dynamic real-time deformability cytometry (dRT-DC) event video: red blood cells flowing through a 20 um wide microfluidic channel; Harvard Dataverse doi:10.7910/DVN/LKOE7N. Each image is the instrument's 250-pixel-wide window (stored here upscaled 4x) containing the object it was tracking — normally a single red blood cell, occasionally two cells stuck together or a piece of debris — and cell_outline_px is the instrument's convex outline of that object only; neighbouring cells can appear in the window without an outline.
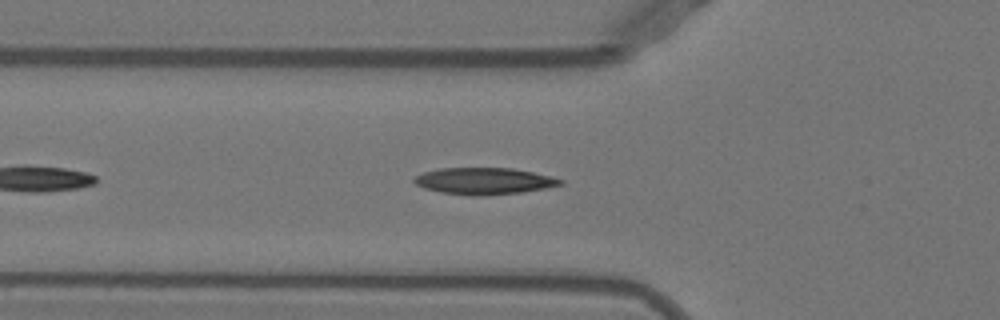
{"species": "Egyptian fruit bat (a non-hibernating species)", "species_latin": "Rousettus aegyptiacus", "temperature_condition": "warm", "stored_images_in_passage": 19, "camera_frame_rate_fps": 3000, "um_per_image_px": 0.085, "animal": {"sex": "female"}, "frame": {"image": 1, "passage_image": 6, "time_ms": 1.667, "image_size_px": [1000, 320], "cell_outline_px": [[564, 184], [544, 188], [520, 192], [480, 196], [440, 192], [424, 188], [416, 184], [412, 180], [416, 176], [424, 172], [440, 168], [512, 168], [532, 172], [564, 180]], "centroid_in_image_um": [41.13, 15.38], "position_along_channel_um": 84.7, "area_um2": 22.43}}
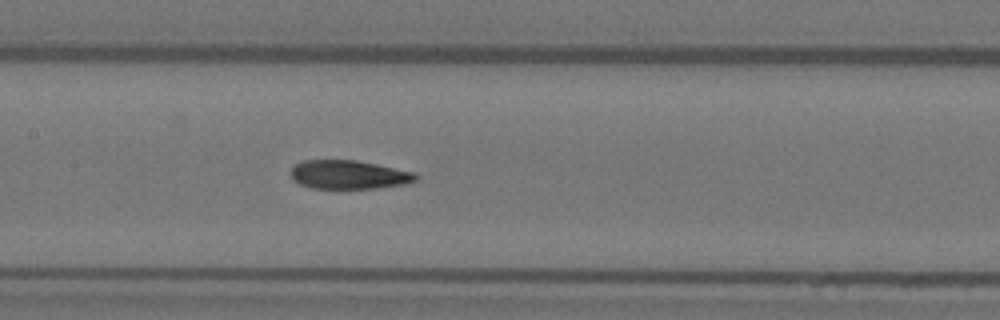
{"frame": {"image": 2, "passage_image": 13, "time_ms": 4.0, "image_size_px": [1000, 320], "cell_outline_px": [[420, 176], [416, 180], [408, 184], [376, 188], [312, 188], [300, 184], [292, 180], [288, 172], [292, 164], [304, 160], [356, 160], [416, 172]], "centroid_in_image_um": [29.62, 14.84], "position_along_channel_um": 177.8, "area_um2": 21.33}}
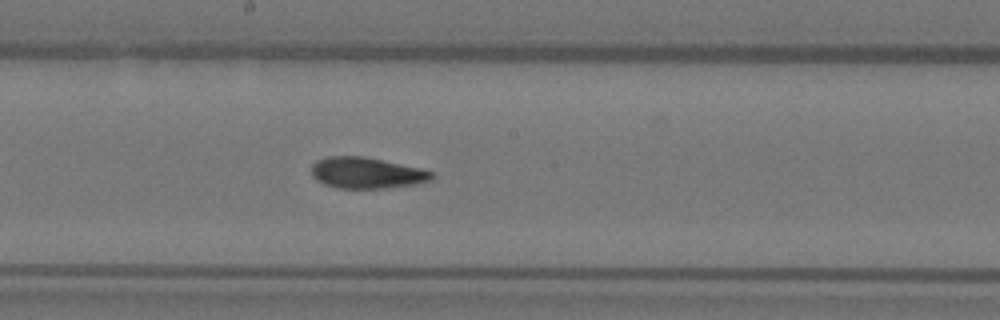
{"frame": {"image": 3, "passage_image": 16, "time_ms": 5.0, "image_size_px": [1000, 320], "cell_outline_px": [[436, 176], [432, 180], [416, 184], [384, 188], [336, 188], [324, 184], [316, 180], [312, 176], [312, 164], [316, 160], [328, 156], [364, 156], [420, 168], [432, 172]], "centroid_in_image_um": [31.15, 14.7], "position_along_channel_um": 217.0, "area_um2": 21.91}}